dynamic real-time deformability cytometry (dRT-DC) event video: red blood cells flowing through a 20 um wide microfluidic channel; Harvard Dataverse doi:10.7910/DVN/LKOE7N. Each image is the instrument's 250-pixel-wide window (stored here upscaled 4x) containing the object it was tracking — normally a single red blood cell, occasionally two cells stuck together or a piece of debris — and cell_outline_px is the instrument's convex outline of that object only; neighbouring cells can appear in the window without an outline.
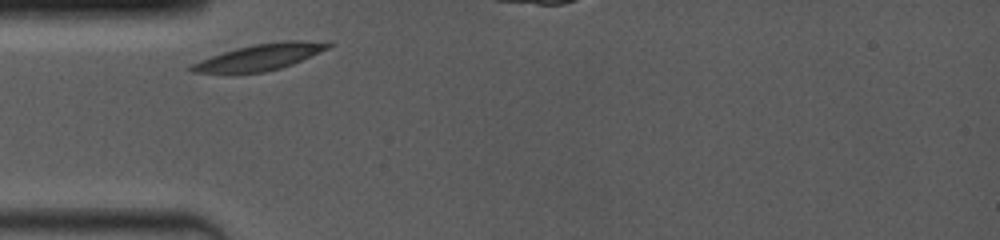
{"species": "common noctule bat (a hibernating species)", "species_latin": "Nyctalus noctula", "temperature_condition": "room temperature", "stored_images_in_passage": 3, "camera_frame_rate_fps": 4000, "um_per_image_px": 0.085, "animal": {"sex": "female", "body_mass_g": 19.0, "forearm_length_mm": 53.3}, "frame": {"image": 1, "passage_image": 1, "time_ms": 0.0, "image_size_px": [1000, 240], "cell_outline_px": [[336, 44], [320, 52], [292, 64], [280, 68], [264, 72], [232, 76], [192, 72], [188, 68], [192, 64], [200, 60], [236, 48], [256, 44], [284, 40], [332, 40]], "centroid_in_image_um": [22.1, 4.88], "position_along_channel_um": 62.9, "area_um2": 21.85}}
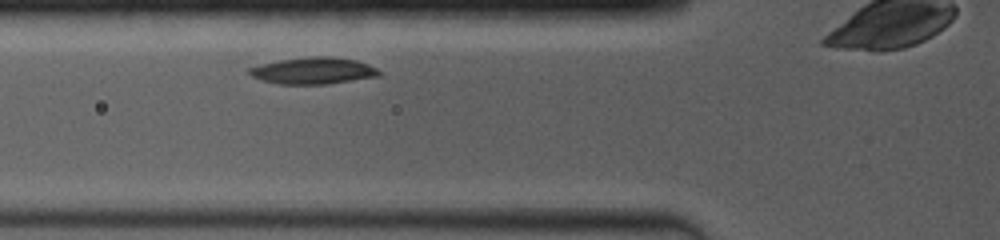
{"frame": {"image": 2, "passage_image": 2, "time_ms": 1.0, "image_size_px": [1000, 240], "cell_outline_px": [[380, 76], [328, 84], [280, 84], [264, 80], [252, 76], [248, 72], [248, 68], [260, 64], [280, 60], [308, 56], [332, 56], [356, 60], [368, 64], [376, 68], [380, 72]], "centroid_in_image_um": [26.65, 6.0], "position_along_channel_um": 99.2, "area_um2": 20.17}}